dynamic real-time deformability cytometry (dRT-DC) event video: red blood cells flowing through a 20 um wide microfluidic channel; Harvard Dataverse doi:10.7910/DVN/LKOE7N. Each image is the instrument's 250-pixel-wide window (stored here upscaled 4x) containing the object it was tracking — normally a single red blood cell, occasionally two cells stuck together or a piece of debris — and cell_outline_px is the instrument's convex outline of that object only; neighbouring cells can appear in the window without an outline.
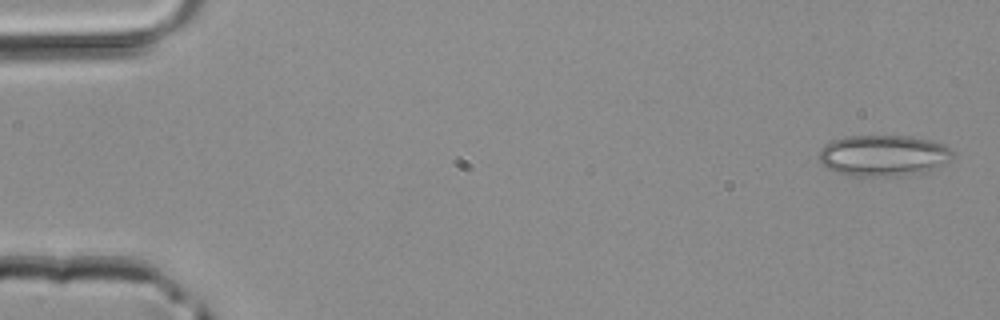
{"species": "common noctule bat (a hibernating species)", "species_latin": "Nyctalus noctula", "temperature_condition": "room temperature", "stored_images_in_passage": 4, "camera_frame_rate_fps": 3000, "um_per_image_px": 0.085, "animal": {"sex": "male", "body_mass_g": 20.4}, "frame": {"image": 1, "passage_image": 1, "time_ms": 0.0, "image_size_px": [1000, 320], "cell_outline_px": [[952, 156], [948, 160], [924, 172], [900, 176], [848, 176], [836, 172], [828, 168], [820, 160], [820, 148], [824, 144], [832, 140], [844, 136], [908, 136], [928, 140], [944, 144], [952, 152]], "centroid_in_image_um": [75.03, 13.22], "position_along_channel_um": 10.0, "area_um2": 31.85}}